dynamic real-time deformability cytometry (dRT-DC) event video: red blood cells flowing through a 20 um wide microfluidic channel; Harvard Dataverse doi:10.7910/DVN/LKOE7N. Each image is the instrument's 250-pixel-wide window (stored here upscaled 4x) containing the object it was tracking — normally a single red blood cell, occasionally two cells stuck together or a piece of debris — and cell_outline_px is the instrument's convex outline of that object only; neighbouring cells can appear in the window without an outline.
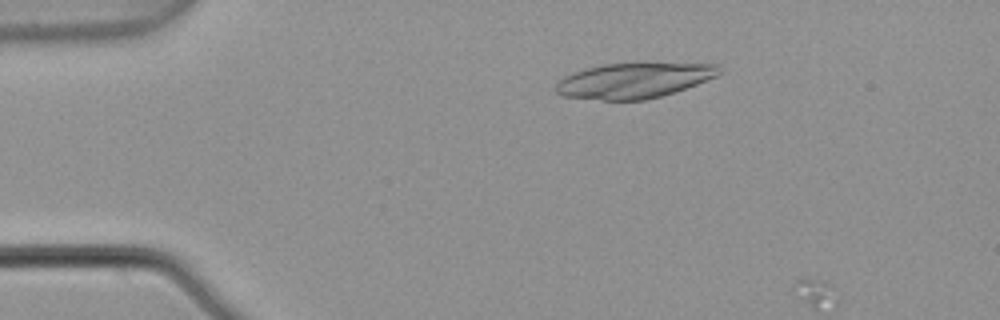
{"species": "common noctule bat (a hibernating species)", "species_latin": "Nyctalus noctula", "temperature_condition": "warm", "stored_images_in_passage": 2, "camera_frame_rate_fps": 3000, "um_per_image_px": 0.085, "animal": {"sex": "male", "body_mass_g": 21.5, "forearm_length_mm": 52.0}, "frame": {"image": 1, "passage_image": 1, "time_ms": 0.0, "image_size_px": [1000, 320], "cell_outline_px": [[720, 72], [716, 76], [696, 84], [660, 96], [644, 100], [604, 100], [560, 96], [556, 92], [556, 84], [564, 76], [572, 72], [604, 64], [720, 64]], "centroid_in_image_um": [53.82, 6.85], "position_along_channel_um": 31.2, "area_um2": 32.95}}